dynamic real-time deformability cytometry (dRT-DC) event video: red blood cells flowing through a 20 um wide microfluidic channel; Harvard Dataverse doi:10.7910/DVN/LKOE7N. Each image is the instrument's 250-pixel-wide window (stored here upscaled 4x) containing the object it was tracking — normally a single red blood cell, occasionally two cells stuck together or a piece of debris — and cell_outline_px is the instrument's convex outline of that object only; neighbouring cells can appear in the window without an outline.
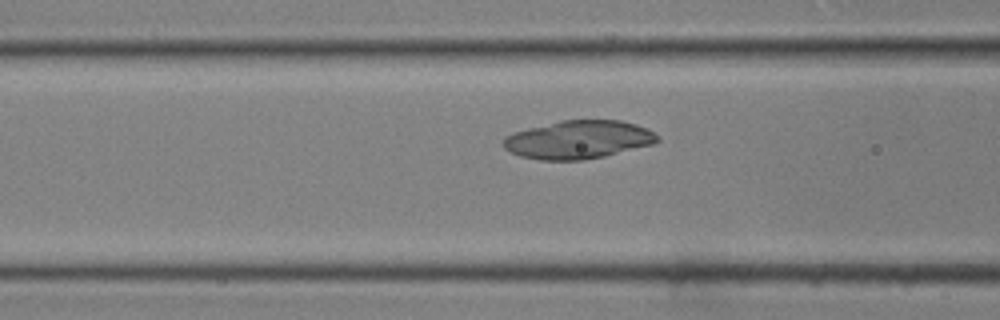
{"species": "common noctule bat (a hibernating species)", "species_latin": "Nyctalus noctula", "temperature_condition": "room temperature", "stored_images_in_passage": 35, "camera_frame_rate_fps": 3000, "um_per_image_px": 0.085, "animal": {"sex": "male", "body_mass_g": 19.0, "forearm_length_mm": 50.8}, "frame": {"image": 1, "passage_image": 14, "time_ms": 4.333, "image_size_px": [1000, 320], "cell_outline_px": [[660, 140], [652, 144], [604, 156], [584, 160], [540, 160], [520, 156], [504, 148], [504, 136], [512, 132], [560, 120], [620, 120], [636, 124], [648, 128]], "centroid_in_image_um": [49.14, 11.86], "position_along_channel_um": 117.5, "area_um2": 34.22}}
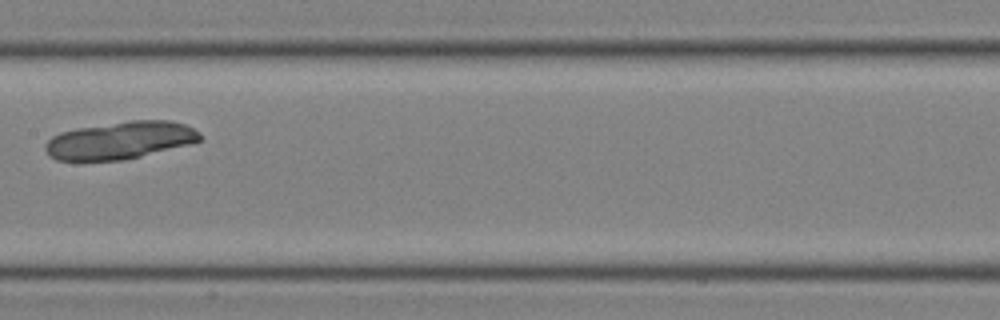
{"frame": {"image": 2, "passage_image": 19, "time_ms": 6.0, "image_size_px": [1000, 320], "cell_outline_px": [[200, 140], [140, 156], [124, 160], [56, 160], [48, 156], [44, 148], [44, 144], [52, 136], [60, 132], [76, 128], [132, 120], [172, 120], [184, 124], [200, 132]], "centroid_in_image_um": [10.14, 11.92], "position_along_channel_um": 197.3, "area_um2": 33.47}}
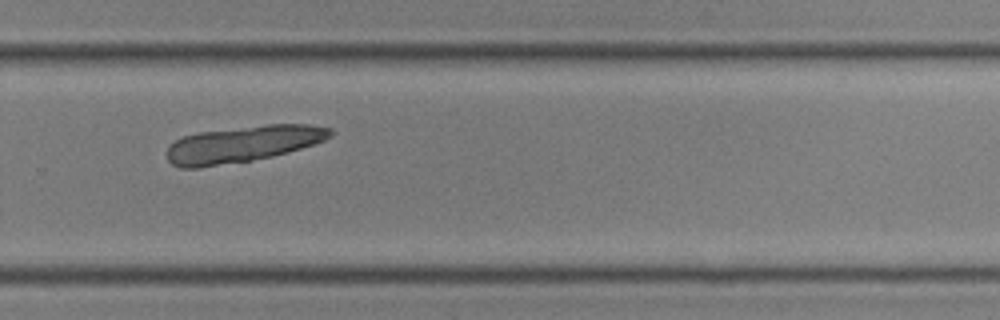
{"frame": {"image": 3, "passage_image": 26, "time_ms": 8.333, "image_size_px": [1000, 320], "cell_outline_px": [[332, 136], [324, 140], [288, 152], [272, 156], [252, 160], [200, 168], [180, 168], [172, 164], [168, 160], [168, 148], [176, 140], [184, 136], [200, 132], [268, 124], [308, 124], [332, 128]], "centroid_in_image_um": [20.65, 12.25], "position_along_channel_um": 309.2, "area_um2": 34.39}}